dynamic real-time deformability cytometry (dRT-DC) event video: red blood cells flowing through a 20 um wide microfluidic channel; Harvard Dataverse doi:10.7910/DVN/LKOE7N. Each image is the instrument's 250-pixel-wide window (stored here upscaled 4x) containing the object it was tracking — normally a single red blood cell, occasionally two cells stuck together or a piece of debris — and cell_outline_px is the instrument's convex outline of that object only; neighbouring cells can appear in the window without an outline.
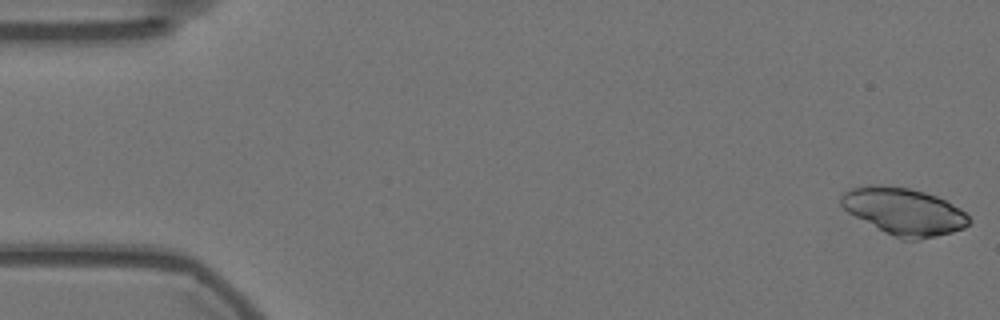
{"species": "Egyptian fruit bat (a non-hibernating species)", "species_latin": "Rousettus aegyptiacus", "temperature_condition": "warm", "stored_images_in_passage": 56, "camera_frame_rate_fps": 3000, "um_per_image_px": 0.085, "animal": {"sex": "female"}, "frame": {"image": 1, "passage_image": 1, "time_ms": 0.0, "image_size_px": [1000, 320], "cell_outline_px": [[972, 220], [964, 228], [952, 232], [936, 236], [916, 240], [900, 240], [848, 212], [840, 204], [840, 196], [844, 192], [852, 188], [868, 184], [880, 184], [908, 188], [924, 192], [936, 196], [960, 208]], "centroid_in_image_um": [76.83, 17.97], "position_along_channel_um": 8.2, "area_um2": 34.97}}